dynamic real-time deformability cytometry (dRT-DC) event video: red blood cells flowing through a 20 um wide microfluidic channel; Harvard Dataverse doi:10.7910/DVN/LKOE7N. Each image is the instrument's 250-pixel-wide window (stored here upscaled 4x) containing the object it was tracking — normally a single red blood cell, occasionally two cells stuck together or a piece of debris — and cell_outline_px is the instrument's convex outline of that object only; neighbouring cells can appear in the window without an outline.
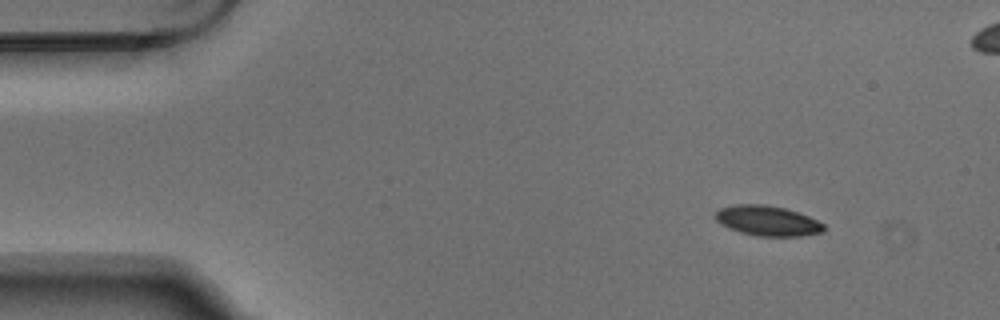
{"species": "Egyptian fruit bat (a non-hibernating species)", "species_latin": "Rousettus aegyptiacus", "temperature_condition": "warm", "stored_images_in_passage": 4, "camera_frame_rate_fps": 3000, "um_per_image_px": 0.085, "animal": {"sex": "male"}, "frame": {"image": 1, "passage_image": 1, "time_ms": 0.0, "image_size_px": [1000, 320], "cell_outline_px": [[824, 232], [800, 236], [756, 236], [740, 232], [728, 228], [716, 220], [716, 212], [720, 208], [736, 204], [764, 204], [784, 208], [808, 216], [824, 224]], "centroid_in_image_um": [65.23, 18.77], "position_along_channel_um": 19.8, "area_um2": 18.9}}
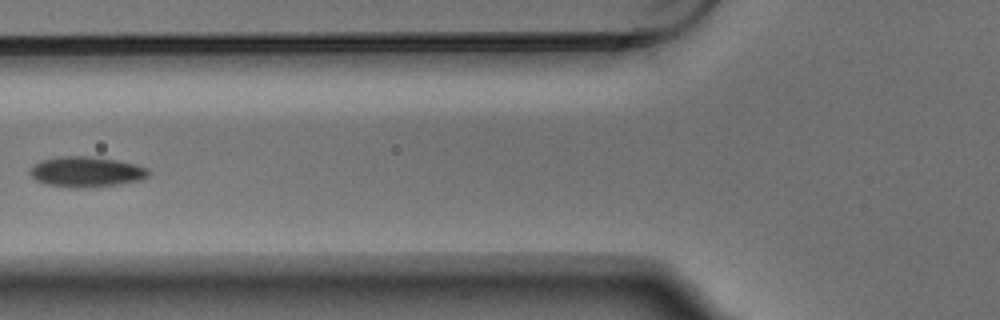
{"frame": {"image": 2, "passage_image": 4, "time_ms": 1.0, "image_size_px": [1000, 320], "cell_outline_px": [[148, 176], [140, 180], [116, 184], [88, 188], [68, 188], [44, 184], [36, 180], [28, 172], [32, 164], [40, 160], [60, 156], [92, 156], [116, 160], [136, 164], [148, 168]], "centroid_in_image_um": [7.27, 14.6], "position_along_channel_um": 118.5, "area_um2": 21.27}}